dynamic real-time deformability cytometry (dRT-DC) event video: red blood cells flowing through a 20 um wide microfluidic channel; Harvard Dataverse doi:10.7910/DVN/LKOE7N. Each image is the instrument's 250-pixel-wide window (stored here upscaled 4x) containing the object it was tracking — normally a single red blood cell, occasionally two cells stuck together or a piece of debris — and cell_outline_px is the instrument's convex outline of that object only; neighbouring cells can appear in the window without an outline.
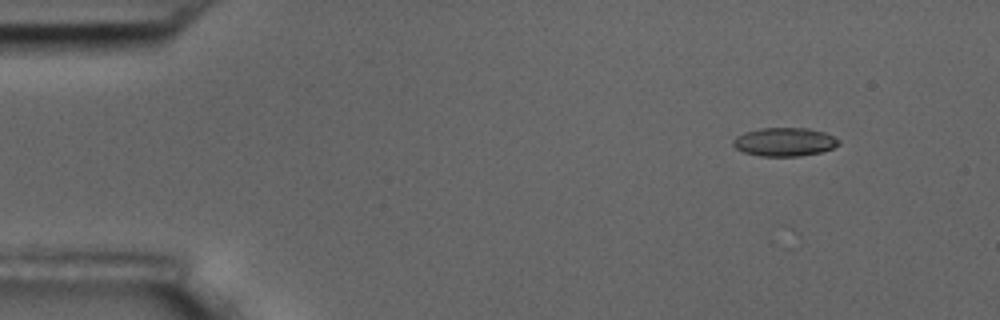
{"species": "common noctule bat (a hibernating species)", "species_latin": "Nyctalus noctula", "temperature_condition": "room temperature", "stored_images_in_passage": 5, "camera_frame_rate_fps": 3000, "um_per_image_px": 0.085, "animal": {"sex": "male", "body_mass_g": 17.5, "forearm_length_mm": 52.3}, "frame": {"image": 1, "passage_image": 2, "time_ms": 1.0, "image_size_px": [1000, 320], "cell_outline_px": [[840, 144], [832, 148], [820, 152], [800, 156], [760, 156], [744, 152], [736, 148], [732, 144], [732, 140], [736, 136], [744, 132], [760, 128], [808, 128], [824, 132], [840, 140]], "centroid_in_image_um": [66.66, 12.06], "position_along_channel_um": 18.3, "area_um2": 17.57}}
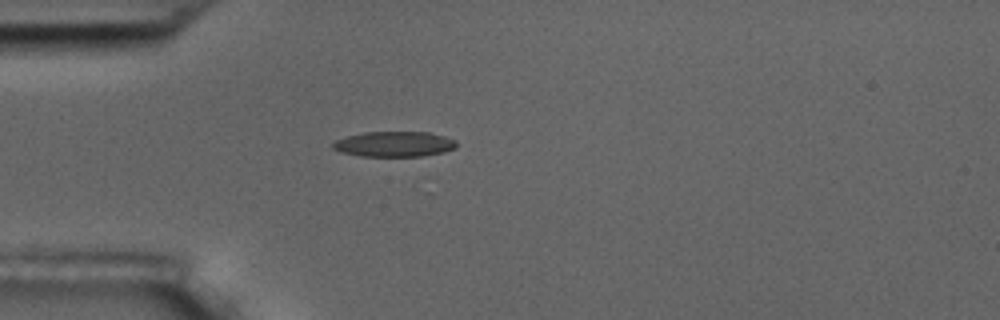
{"frame": {"image": 2, "passage_image": 5, "time_ms": 4.333, "image_size_px": [1000, 320], "cell_outline_px": [[456, 148], [444, 152], [420, 156], [360, 156], [340, 152], [332, 148], [332, 144], [336, 140], [348, 136], [364, 132], [428, 132], [444, 136], [456, 140]], "centroid_in_image_um": [33.51, 12.25], "position_along_channel_um": 51.5, "area_um2": 18.21}}